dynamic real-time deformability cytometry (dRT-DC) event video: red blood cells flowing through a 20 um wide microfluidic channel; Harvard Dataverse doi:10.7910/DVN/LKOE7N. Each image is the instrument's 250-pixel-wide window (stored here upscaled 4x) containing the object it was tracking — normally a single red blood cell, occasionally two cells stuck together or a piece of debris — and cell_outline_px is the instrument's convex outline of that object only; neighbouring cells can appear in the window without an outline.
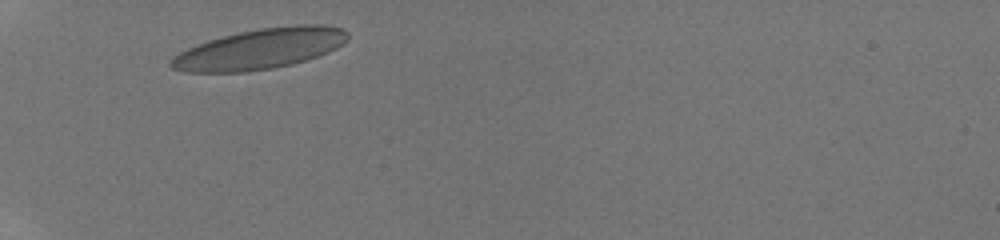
{"species": "human", "species_latin": "Homo sapiens", "temperature_condition": "room temperature", "stored_images_in_passage": 9, "camera_frame_rate_fps": 3000, "um_per_image_px": 0.085, "donor": {"sex": "male"}, "frame": {"image": 1, "passage_image": 1, "time_ms": 0.0, "image_size_px": [1000, 240], "cell_outline_px": [[348, 40], [344, 44], [328, 52], [292, 64], [272, 68], [244, 72], [184, 72], [172, 68], [168, 64], [180, 52], [188, 48], [208, 40], [240, 32], [260, 28], [292, 24], [324, 24], [344, 28], [348, 32]], "centroid_in_image_um": [22.16, 4.14], "position_along_channel_um": 62.8, "area_um2": 41.62}}
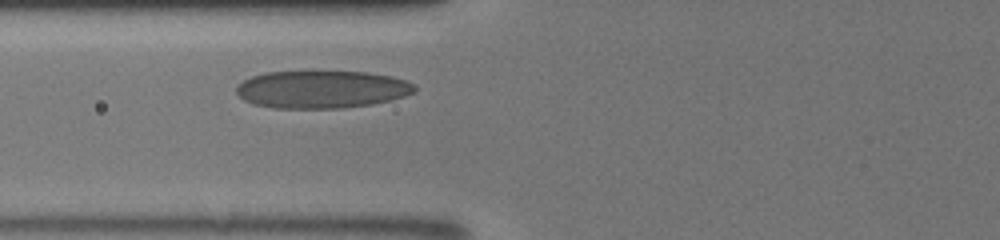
{"frame": {"image": 2, "passage_image": 7, "time_ms": 1.333, "image_size_px": [1000, 240], "cell_outline_px": [[416, 92], [392, 100], [372, 104], [340, 108], [276, 108], [252, 104], [244, 100], [236, 92], [236, 88], [244, 80], [252, 76], [264, 72], [368, 72], [392, 76], [416, 84]], "centroid_in_image_um": [27.38, 7.6], "position_along_channel_um": 98.4, "area_um2": 39.07}}